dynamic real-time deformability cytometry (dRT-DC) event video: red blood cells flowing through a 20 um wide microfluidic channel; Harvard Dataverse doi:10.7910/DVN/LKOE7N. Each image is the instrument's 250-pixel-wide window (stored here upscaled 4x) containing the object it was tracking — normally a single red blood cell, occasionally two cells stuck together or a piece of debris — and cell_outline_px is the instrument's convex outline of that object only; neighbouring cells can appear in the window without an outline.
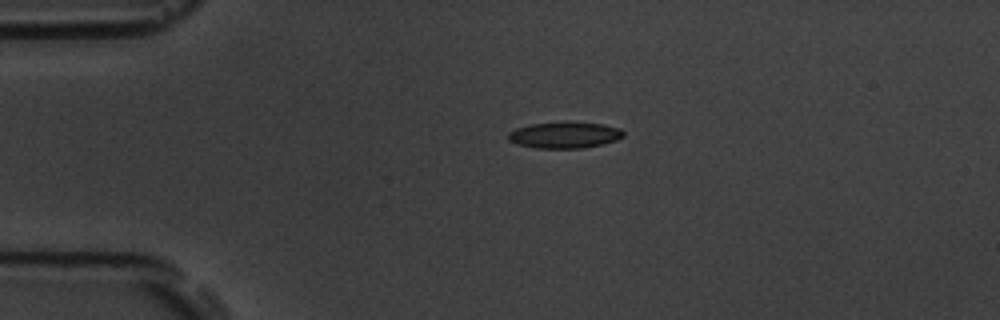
{"species": "common noctule bat (a hibernating species)", "species_latin": "Nyctalus noctula", "temperature_condition": "room temperature", "stored_images_in_passage": 45, "camera_frame_rate_fps": 3000, "um_per_image_px": 0.085, "animal": {"sex": "male", "body_mass_g": 19.5, "forearm_length_mm": 54.6}, "frame": {"image": 1, "passage_image": 1, "time_ms": 0.0, "image_size_px": [1000, 320], "cell_outline_px": [[624, 136], [616, 140], [600, 144], [580, 148], [536, 148], [516, 144], [508, 140], [508, 132], [516, 128], [532, 124], [564, 120], [568, 120], [604, 124], [620, 128], [624, 132]], "centroid_in_image_um": [47.98, 11.44], "position_along_channel_um": 37.0, "area_um2": 18.03}}
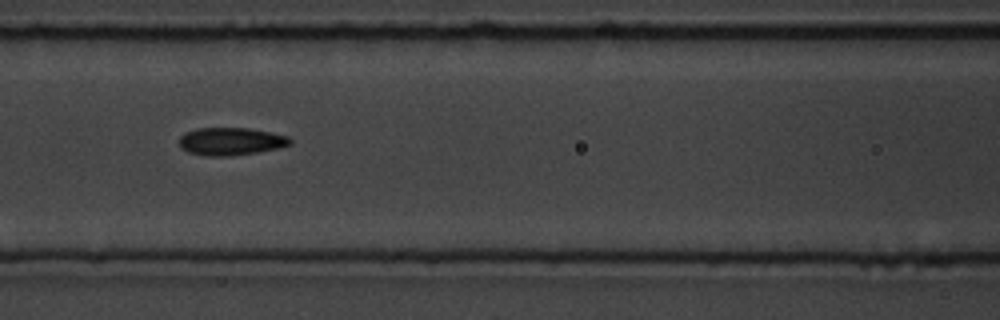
{"frame": {"image": 2, "passage_image": 13, "time_ms": 4.0, "image_size_px": [1000, 320], "cell_outline_px": [[292, 144], [280, 148], [256, 152], [228, 156], [204, 156], [188, 152], [180, 148], [180, 136], [184, 132], [196, 128], [248, 128], [288, 136], [292, 140]], "centroid_in_image_um": [19.6, 12.02], "position_along_channel_um": 147.0, "area_um2": 17.98}}
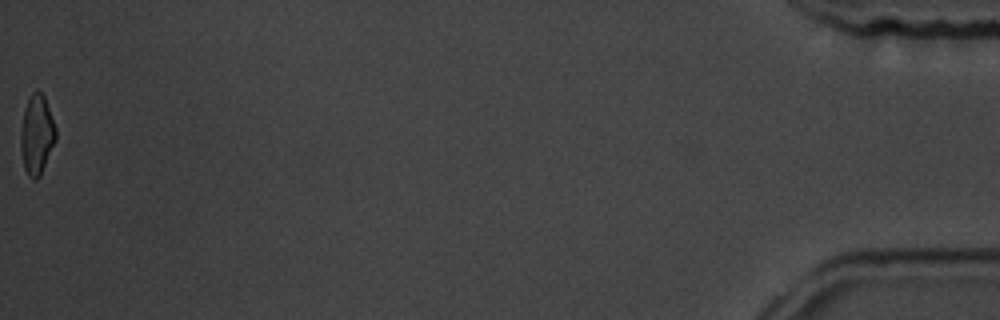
{"frame": {"image": 3, "passage_image": 45, "time_ms": 14.667, "image_size_px": [1000, 320], "cell_outline_px": [[56, 140], [40, 176], [36, 180], [32, 180], [28, 176], [24, 168], [20, 148], [20, 132], [24, 108], [32, 92], [40, 92], [44, 96], [56, 128]], "centroid_in_image_um": [3.11, 11.49], "position_along_channel_um": 432.1, "area_um2": 16.3}, "authors_computed_cell_mechanics": {"area_um2": 17.3978, "velocity_mm_per_s": 3.6315, "shape_relaxation_time_tau1_ms": 4.693, "shape_relaxation_time_tau2_ms": 3.0424, "deformation_change_tau1": 0.1433, "deformation_change_tau2": 0.0924}}